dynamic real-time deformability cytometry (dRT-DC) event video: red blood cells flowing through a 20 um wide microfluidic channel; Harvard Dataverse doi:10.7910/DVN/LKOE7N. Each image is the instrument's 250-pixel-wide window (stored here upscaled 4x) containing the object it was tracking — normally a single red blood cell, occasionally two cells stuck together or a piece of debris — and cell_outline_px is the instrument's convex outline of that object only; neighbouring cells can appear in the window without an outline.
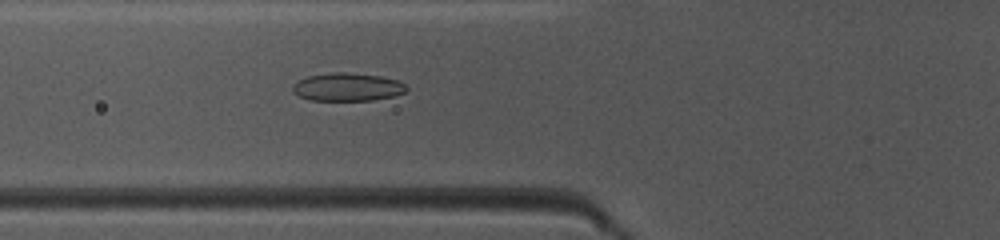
{"species": "common noctule bat (a hibernating species)", "species_latin": "Nyctalus noctula", "temperature_condition": "warm", "stored_images_in_passage": 49, "camera_frame_rate_fps": 3000, "um_per_image_px": 0.085, "animal": {"sex": "female", "body_mass_g": 10.0, "forearm_length_mm": 53.1}, "frame": {"image": 1, "passage_image": 19, "time_ms": 6.0, "image_size_px": [1000, 240], "cell_outline_px": [[408, 88], [404, 92], [392, 96], [372, 100], [312, 100], [300, 96], [292, 92], [292, 84], [308, 76], [336, 72], [344, 72], [380, 76], [396, 80], [404, 84]], "centroid_in_image_um": [29.51, 7.39], "position_along_channel_um": 96.3, "area_um2": 18.32}}
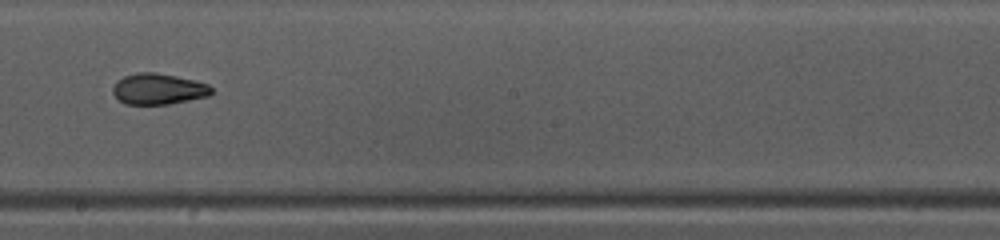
{"frame": {"image": 2, "passage_image": 29, "time_ms": 9.333, "image_size_px": [1000, 240], "cell_outline_px": [[212, 92], [208, 96], [168, 104], [124, 104], [112, 92], [112, 88], [116, 80], [124, 76], [136, 72], [156, 72], [196, 80], [208, 84], [212, 88]], "centroid_in_image_um": [13.44, 7.55], "position_along_channel_um": 234.8, "area_um2": 17.86}}
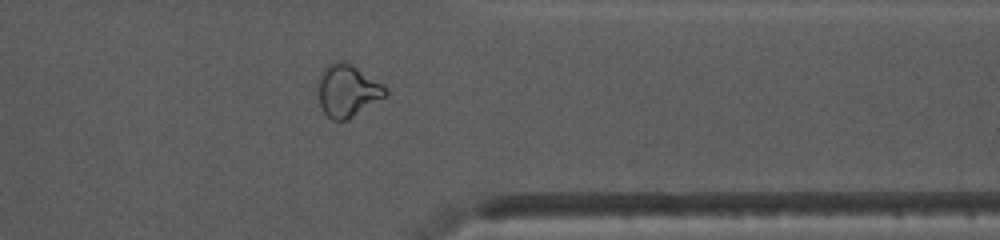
{"frame": {"image": 3, "passage_image": 40, "time_ms": 13.0, "image_size_px": [1000, 240], "cell_outline_px": [[388, 96], [348, 120], [332, 120], [324, 112], [320, 104], [320, 72], [332, 60], [344, 60], [352, 64], [384, 84], [388, 88]], "centroid_in_image_um": [29.6, 7.69], "position_along_channel_um": 381.8, "area_um2": 20.81}, "authors_computed_cell_mechanics": {"area_um2": 18.785, "velocity_mm_per_s": 4.1232, "shape_relaxation_time_tau1_ms": 5.7071, "shape_relaxation_time_tau2_ms": 1.928, "deformation_change_tau1": 0.1488, "deformation_change_tau2": 0.0782}}